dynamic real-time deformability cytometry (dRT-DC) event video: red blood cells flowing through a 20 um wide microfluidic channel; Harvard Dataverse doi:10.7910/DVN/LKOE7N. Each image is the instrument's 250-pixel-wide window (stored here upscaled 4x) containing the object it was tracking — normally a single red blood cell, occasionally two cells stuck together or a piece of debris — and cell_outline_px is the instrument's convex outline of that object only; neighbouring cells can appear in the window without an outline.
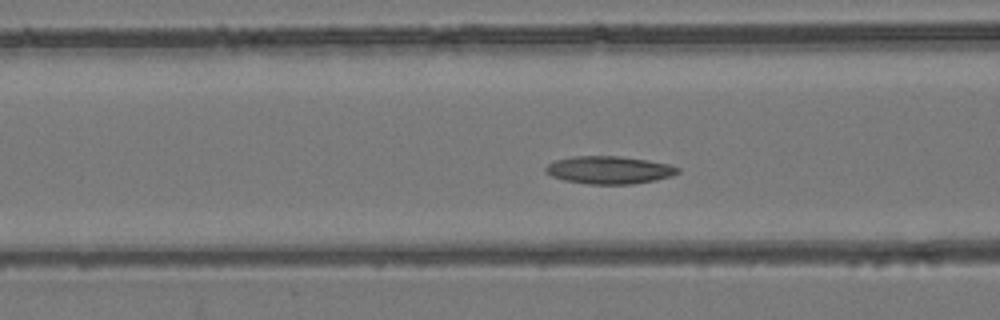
{"species": "common noctule bat (a hibernating species)", "species_latin": "Nyctalus noctula", "temperature_condition": "room temperature", "stored_images_in_passage": 50, "camera_frame_rate_fps": 3000, "um_per_image_px": 0.085, "animal": {"sex": "female", "body_mass_g": 24.6, "forearm_length_mm": 56.2}, "frame": {"image": 1, "passage_image": 18, "time_ms": 5.667, "image_size_px": [1000, 320], "cell_outline_px": [[680, 172], [672, 176], [656, 180], [632, 184], [588, 184], [564, 180], [552, 176], [544, 172], [544, 168], [548, 164], [556, 160], [572, 156], [620, 156], [648, 160], [668, 164], [680, 168]], "centroid_in_image_um": [51.78, 14.45], "position_along_channel_um": 114.8, "area_um2": 21.44}}
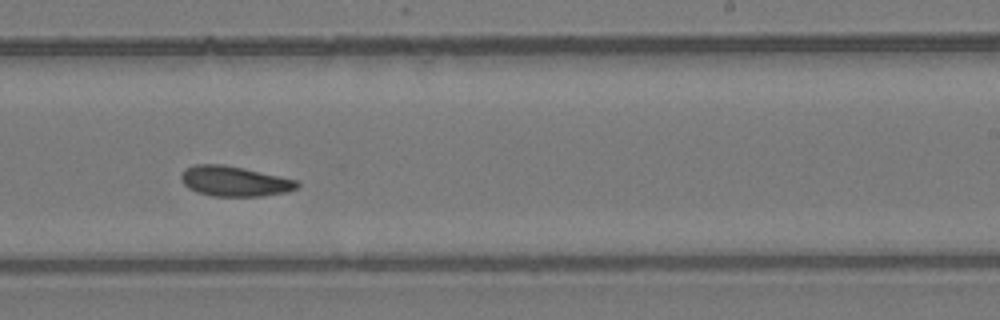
{"frame": {"image": 2, "passage_image": 30, "time_ms": 9.667, "image_size_px": [1000, 320], "cell_outline_px": [[300, 184], [296, 188], [288, 192], [260, 196], [212, 196], [196, 192], [188, 188], [180, 180], [180, 176], [184, 168], [196, 164], [224, 164], [244, 168], [296, 180]], "centroid_in_image_um": [19.88, 15.4], "position_along_channel_um": 269.1, "area_um2": 20.46}}
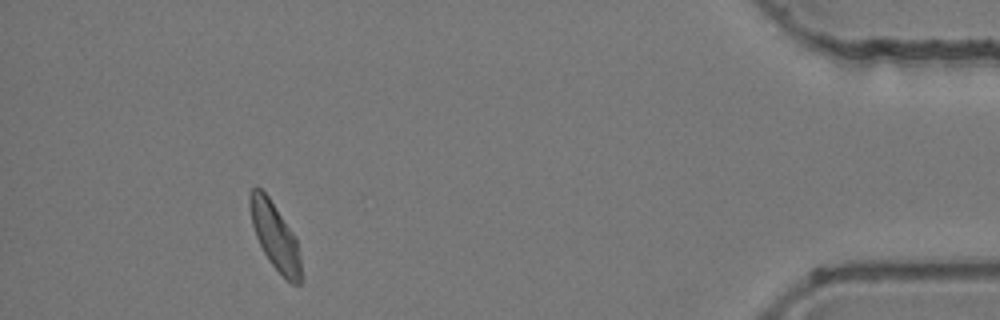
{"frame": {"image": 3, "passage_image": 46, "time_ms": 15.0, "image_size_px": [1000, 320], "cell_outline_px": [[300, 284], [292, 284], [268, 260], [256, 236], [252, 224], [248, 204], [248, 192], [256, 184], [268, 196], [292, 232], [296, 240], [300, 256]], "centroid_in_image_um": [23.32, 20.0], "position_along_channel_um": 411.9, "area_um2": 19.48}, "authors_computed_cell_mechanics": {"area_um2": 20.4901, "velocity_mm_per_s": 3.856, "shape_relaxation_time_tau1_ms": 4.4076, "shape_relaxation_time_tau2_ms": 10.9321, "deformation_change_tau1": 0.1285, "deformation_change_tau2": 0.1768}}